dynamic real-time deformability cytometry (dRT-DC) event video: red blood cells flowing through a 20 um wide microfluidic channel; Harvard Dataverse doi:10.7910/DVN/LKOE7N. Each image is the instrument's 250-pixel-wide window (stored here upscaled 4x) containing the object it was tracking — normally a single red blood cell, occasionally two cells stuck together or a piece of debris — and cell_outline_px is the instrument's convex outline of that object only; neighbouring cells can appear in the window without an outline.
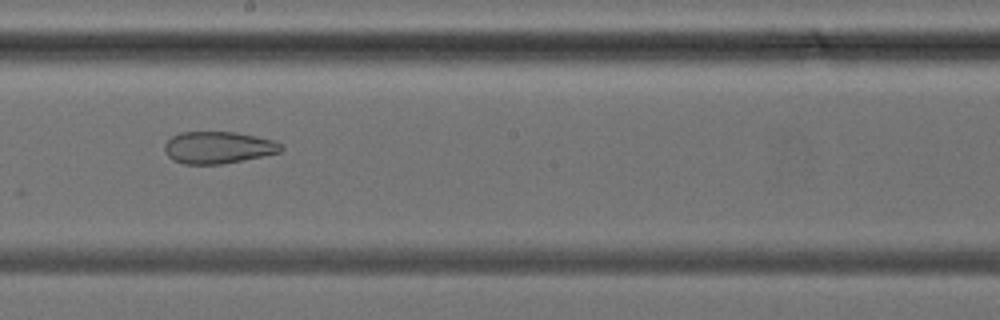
{"species": "common noctule bat (a hibernating species)", "species_latin": "Nyctalus noctula", "temperature_condition": "cold", "stored_images_in_passage": 39, "camera_frame_rate_fps": 3000, "um_per_image_px": 0.085, "animal": {"sex": "female", "body_mass_g": 24.6, "forearm_length_mm": 56.2}, "frame": {"image": 1, "passage_image": 22, "time_ms": 7.0, "image_size_px": [1000, 320], "cell_outline_px": [[284, 148], [280, 152], [220, 164], [184, 164], [172, 160], [168, 156], [164, 148], [164, 144], [172, 136], [180, 132], [236, 132], [276, 140]], "centroid_in_image_um": [18.52, 12.53], "position_along_channel_um": 229.7, "area_um2": 21.62}}